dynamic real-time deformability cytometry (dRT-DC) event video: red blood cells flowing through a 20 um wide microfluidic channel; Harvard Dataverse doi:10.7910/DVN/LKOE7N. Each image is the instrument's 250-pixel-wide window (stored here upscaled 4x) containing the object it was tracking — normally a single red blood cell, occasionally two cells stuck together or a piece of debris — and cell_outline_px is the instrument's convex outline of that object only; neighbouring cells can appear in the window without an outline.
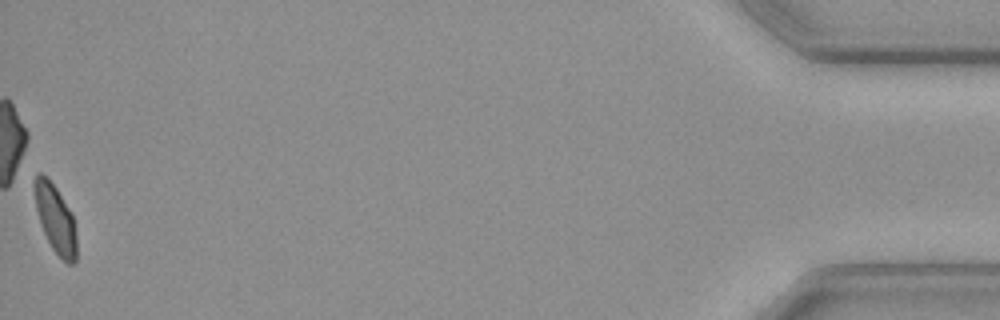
{"species": "common noctule bat (a hibernating species)", "species_latin": "Nyctalus noctula", "temperature_condition": "cold", "stored_images_in_passage": 58, "camera_frame_rate_fps": 3000, "um_per_image_px": 0.085, "animal": {"sex": "female", "body_mass_g": 19.3, "forearm_length_mm": 54.1}, "frame": {"image": 1, "passage_image": 58, "time_ms": 19.0, "image_size_px": [1000, 320], "cell_outline_px": [[76, 260], [72, 264], [68, 264], [52, 248], [40, 224], [36, 208], [32, 184], [36, 176], [40, 172], [56, 188], [72, 212], [76, 236]], "centroid_in_image_um": [4.7, 18.59], "position_along_channel_um": 430.5, "area_um2": 16.53}}